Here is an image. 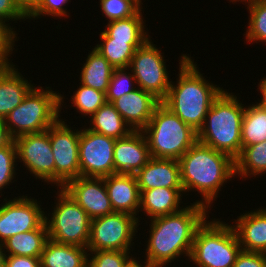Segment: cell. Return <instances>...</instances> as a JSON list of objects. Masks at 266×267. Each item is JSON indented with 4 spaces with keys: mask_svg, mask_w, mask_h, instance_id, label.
<instances>
[{
    "mask_svg": "<svg viewBox=\"0 0 266 267\" xmlns=\"http://www.w3.org/2000/svg\"><path fill=\"white\" fill-rule=\"evenodd\" d=\"M209 214L207 207L193 202L177 213L149 219L146 249H142L145 251L143 263L150 267H167L184 257L189 260L197 229Z\"/></svg>",
    "mask_w": 266,
    "mask_h": 267,
    "instance_id": "6da1fadb",
    "label": "cell"
},
{
    "mask_svg": "<svg viewBox=\"0 0 266 267\" xmlns=\"http://www.w3.org/2000/svg\"><path fill=\"white\" fill-rule=\"evenodd\" d=\"M179 164L184 194L197 191L201 199L198 198L195 203L209 210L226 183L235 178L234 160L228 154L198 141L180 157Z\"/></svg>",
    "mask_w": 266,
    "mask_h": 267,
    "instance_id": "7a4b0ae2",
    "label": "cell"
},
{
    "mask_svg": "<svg viewBox=\"0 0 266 267\" xmlns=\"http://www.w3.org/2000/svg\"><path fill=\"white\" fill-rule=\"evenodd\" d=\"M178 62L177 81H171L162 103L198 132L212 102L224 88L207 80L191 55L182 53Z\"/></svg>",
    "mask_w": 266,
    "mask_h": 267,
    "instance_id": "3957f363",
    "label": "cell"
},
{
    "mask_svg": "<svg viewBox=\"0 0 266 267\" xmlns=\"http://www.w3.org/2000/svg\"><path fill=\"white\" fill-rule=\"evenodd\" d=\"M229 92L224 89L212 102L197 138L198 142L235 160L242 150L241 129L246 104Z\"/></svg>",
    "mask_w": 266,
    "mask_h": 267,
    "instance_id": "277c9868",
    "label": "cell"
},
{
    "mask_svg": "<svg viewBox=\"0 0 266 267\" xmlns=\"http://www.w3.org/2000/svg\"><path fill=\"white\" fill-rule=\"evenodd\" d=\"M38 86L35 85L3 120L12 140L47 130L60 118L64 105L68 106L64 93L53 91L50 86Z\"/></svg>",
    "mask_w": 266,
    "mask_h": 267,
    "instance_id": "5b68a950",
    "label": "cell"
},
{
    "mask_svg": "<svg viewBox=\"0 0 266 267\" xmlns=\"http://www.w3.org/2000/svg\"><path fill=\"white\" fill-rule=\"evenodd\" d=\"M241 250L232 224L208 217L197 229L188 263L196 267H233Z\"/></svg>",
    "mask_w": 266,
    "mask_h": 267,
    "instance_id": "8992f818",
    "label": "cell"
},
{
    "mask_svg": "<svg viewBox=\"0 0 266 267\" xmlns=\"http://www.w3.org/2000/svg\"><path fill=\"white\" fill-rule=\"evenodd\" d=\"M151 157L179 160L197 141V131L183 122L162 102L142 130Z\"/></svg>",
    "mask_w": 266,
    "mask_h": 267,
    "instance_id": "52a82bcc",
    "label": "cell"
},
{
    "mask_svg": "<svg viewBox=\"0 0 266 267\" xmlns=\"http://www.w3.org/2000/svg\"><path fill=\"white\" fill-rule=\"evenodd\" d=\"M55 195L53 210L45 211L48 238L62 244L87 247L91 223L88 214L63 188H57Z\"/></svg>",
    "mask_w": 266,
    "mask_h": 267,
    "instance_id": "ba28073f",
    "label": "cell"
},
{
    "mask_svg": "<svg viewBox=\"0 0 266 267\" xmlns=\"http://www.w3.org/2000/svg\"><path fill=\"white\" fill-rule=\"evenodd\" d=\"M140 224L142 223H139L137 217L123 212H114L92 219L87 249L88 251H136L132 246H135L133 241L138 238L136 234L141 229Z\"/></svg>",
    "mask_w": 266,
    "mask_h": 267,
    "instance_id": "9c48e42d",
    "label": "cell"
},
{
    "mask_svg": "<svg viewBox=\"0 0 266 267\" xmlns=\"http://www.w3.org/2000/svg\"><path fill=\"white\" fill-rule=\"evenodd\" d=\"M156 46L150 38L144 45L137 48L131 59L129 70L135 77L137 87L151 93L162 102L167 96L172 79L166 67L167 59L165 60L164 52Z\"/></svg>",
    "mask_w": 266,
    "mask_h": 267,
    "instance_id": "30bf717a",
    "label": "cell"
},
{
    "mask_svg": "<svg viewBox=\"0 0 266 267\" xmlns=\"http://www.w3.org/2000/svg\"><path fill=\"white\" fill-rule=\"evenodd\" d=\"M65 121L67 120L62 119L60 115V118L49 127L50 144L55 160L56 188H62L69 180L80 176V128L71 127L72 123L68 122V125Z\"/></svg>",
    "mask_w": 266,
    "mask_h": 267,
    "instance_id": "8fae6325",
    "label": "cell"
},
{
    "mask_svg": "<svg viewBox=\"0 0 266 267\" xmlns=\"http://www.w3.org/2000/svg\"><path fill=\"white\" fill-rule=\"evenodd\" d=\"M18 165L34 179L55 186V160L50 144L49 128L38 133L19 136L14 139Z\"/></svg>",
    "mask_w": 266,
    "mask_h": 267,
    "instance_id": "7c38bea8",
    "label": "cell"
},
{
    "mask_svg": "<svg viewBox=\"0 0 266 267\" xmlns=\"http://www.w3.org/2000/svg\"><path fill=\"white\" fill-rule=\"evenodd\" d=\"M83 127L79 139L80 176L103 178L114 174L116 139L95 133L86 125Z\"/></svg>",
    "mask_w": 266,
    "mask_h": 267,
    "instance_id": "4fadbf2b",
    "label": "cell"
},
{
    "mask_svg": "<svg viewBox=\"0 0 266 267\" xmlns=\"http://www.w3.org/2000/svg\"><path fill=\"white\" fill-rule=\"evenodd\" d=\"M21 195L13 199L4 197L2 200L5 203L0 204V242L2 243L15 234L37 229L45 221V208L42 207V202L28 194Z\"/></svg>",
    "mask_w": 266,
    "mask_h": 267,
    "instance_id": "5bb4252c",
    "label": "cell"
},
{
    "mask_svg": "<svg viewBox=\"0 0 266 267\" xmlns=\"http://www.w3.org/2000/svg\"><path fill=\"white\" fill-rule=\"evenodd\" d=\"M62 188L85 210L91 220L114 213L104 178L79 176L69 180Z\"/></svg>",
    "mask_w": 266,
    "mask_h": 267,
    "instance_id": "9a60e30c",
    "label": "cell"
},
{
    "mask_svg": "<svg viewBox=\"0 0 266 267\" xmlns=\"http://www.w3.org/2000/svg\"><path fill=\"white\" fill-rule=\"evenodd\" d=\"M150 159V150L142 131H132L127 137L116 139L114 173L136 174Z\"/></svg>",
    "mask_w": 266,
    "mask_h": 267,
    "instance_id": "2e32d148",
    "label": "cell"
},
{
    "mask_svg": "<svg viewBox=\"0 0 266 267\" xmlns=\"http://www.w3.org/2000/svg\"><path fill=\"white\" fill-rule=\"evenodd\" d=\"M159 103L160 101L151 93L137 87L112 104L133 131H142Z\"/></svg>",
    "mask_w": 266,
    "mask_h": 267,
    "instance_id": "e0dca14e",
    "label": "cell"
},
{
    "mask_svg": "<svg viewBox=\"0 0 266 267\" xmlns=\"http://www.w3.org/2000/svg\"><path fill=\"white\" fill-rule=\"evenodd\" d=\"M103 178L114 212L131 214L139 221L140 191L135 174L114 173Z\"/></svg>",
    "mask_w": 266,
    "mask_h": 267,
    "instance_id": "ac0fdd59",
    "label": "cell"
},
{
    "mask_svg": "<svg viewBox=\"0 0 266 267\" xmlns=\"http://www.w3.org/2000/svg\"><path fill=\"white\" fill-rule=\"evenodd\" d=\"M233 219L232 226L243 251L266 252V206L245 213Z\"/></svg>",
    "mask_w": 266,
    "mask_h": 267,
    "instance_id": "d6986e66",
    "label": "cell"
},
{
    "mask_svg": "<svg viewBox=\"0 0 266 267\" xmlns=\"http://www.w3.org/2000/svg\"><path fill=\"white\" fill-rule=\"evenodd\" d=\"M139 191V212L140 214L142 212L146 216L145 218L139 217V222L146 218L149 220L155 217L177 213L189 204V202L183 203L185 201H182L183 196L186 197L183 188L159 187Z\"/></svg>",
    "mask_w": 266,
    "mask_h": 267,
    "instance_id": "ffe728a7",
    "label": "cell"
},
{
    "mask_svg": "<svg viewBox=\"0 0 266 267\" xmlns=\"http://www.w3.org/2000/svg\"><path fill=\"white\" fill-rule=\"evenodd\" d=\"M139 190L152 188H183L179 160L154 158L136 174Z\"/></svg>",
    "mask_w": 266,
    "mask_h": 267,
    "instance_id": "44dd1931",
    "label": "cell"
},
{
    "mask_svg": "<svg viewBox=\"0 0 266 267\" xmlns=\"http://www.w3.org/2000/svg\"><path fill=\"white\" fill-rule=\"evenodd\" d=\"M14 63L0 68V119L21 104L24 97L35 86L22 75Z\"/></svg>",
    "mask_w": 266,
    "mask_h": 267,
    "instance_id": "7402d4cb",
    "label": "cell"
},
{
    "mask_svg": "<svg viewBox=\"0 0 266 267\" xmlns=\"http://www.w3.org/2000/svg\"><path fill=\"white\" fill-rule=\"evenodd\" d=\"M88 249L48 239L40 256L41 267H88Z\"/></svg>",
    "mask_w": 266,
    "mask_h": 267,
    "instance_id": "603a6c76",
    "label": "cell"
},
{
    "mask_svg": "<svg viewBox=\"0 0 266 267\" xmlns=\"http://www.w3.org/2000/svg\"><path fill=\"white\" fill-rule=\"evenodd\" d=\"M141 7L134 15L107 22L105 29L100 31V38H114L115 40H149V30L143 17L144 10ZM143 11V13H142ZM146 27V28H145Z\"/></svg>",
    "mask_w": 266,
    "mask_h": 267,
    "instance_id": "cb8c5ba5",
    "label": "cell"
},
{
    "mask_svg": "<svg viewBox=\"0 0 266 267\" xmlns=\"http://www.w3.org/2000/svg\"><path fill=\"white\" fill-rule=\"evenodd\" d=\"M87 128L115 139L127 137L133 130L112 103L106 102L89 119Z\"/></svg>",
    "mask_w": 266,
    "mask_h": 267,
    "instance_id": "d4e9b609",
    "label": "cell"
},
{
    "mask_svg": "<svg viewBox=\"0 0 266 267\" xmlns=\"http://www.w3.org/2000/svg\"><path fill=\"white\" fill-rule=\"evenodd\" d=\"M86 57L79 76L80 83L107 93L115 68L95 48H91Z\"/></svg>",
    "mask_w": 266,
    "mask_h": 267,
    "instance_id": "484cf974",
    "label": "cell"
},
{
    "mask_svg": "<svg viewBox=\"0 0 266 267\" xmlns=\"http://www.w3.org/2000/svg\"><path fill=\"white\" fill-rule=\"evenodd\" d=\"M48 239L44 221L37 229L9 237L3 245L6 255L40 257Z\"/></svg>",
    "mask_w": 266,
    "mask_h": 267,
    "instance_id": "4316f807",
    "label": "cell"
},
{
    "mask_svg": "<svg viewBox=\"0 0 266 267\" xmlns=\"http://www.w3.org/2000/svg\"><path fill=\"white\" fill-rule=\"evenodd\" d=\"M148 40H115L114 38H100V43L93 46L108 60L114 68H129L131 59L137 48Z\"/></svg>",
    "mask_w": 266,
    "mask_h": 267,
    "instance_id": "83f0119b",
    "label": "cell"
},
{
    "mask_svg": "<svg viewBox=\"0 0 266 267\" xmlns=\"http://www.w3.org/2000/svg\"><path fill=\"white\" fill-rule=\"evenodd\" d=\"M235 177L255 178L266 174V141L242 147L240 155L234 160Z\"/></svg>",
    "mask_w": 266,
    "mask_h": 267,
    "instance_id": "f1b7e54d",
    "label": "cell"
},
{
    "mask_svg": "<svg viewBox=\"0 0 266 267\" xmlns=\"http://www.w3.org/2000/svg\"><path fill=\"white\" fill-rule=\"evenodd\" d=\"M249 104L242 120V147L266 141V109L254 102Z\"/></svg>",
    "mask_w": 266,
    "mask_h": 267,
    "instance_id": "f546056e",
    "label": "cell"
},
{
    "mask_svg": "<svg viewBox=\"0 0 266 267\" xmlns=\"http://www.w3.org/2000/svg\"><path fill=\"white\" fill-rule=\"evenodd\" d=\"M77 90L73 92L70 97L69 103H72L70 108L75 107L76 114H80V117L86 118L91 117L102 105H104L106 100V93L91 88L89 86L79 83Z\"/></svg>",
    "mask_w": 266,
    "mask_h": 267,
    "instance_id": "4dcf8cb0",
    "label": "cell"
},
{
    "mask_svg": "<svg viewBox=\"0 0 266 267\" xmlns=\"http://www.w3.org/2000/svg\"><path fill=\"white\" fill-rule=\"evenodd\" d=\"M245 7L249 13V21L243 36L247 43L258 44L261 42L264 45L266 42V0H256Z\"/></svg>",
    "mask_w": 266,
    "mask_h": 267,
    "instance_id": "1f68e13d",
    "label": "cell"
},
{
    "mask_svg": "<svg viewBox=\"0 0 266 267\" xmlns=\"http://www.w3.org/2000/svg\"><path fill=\"white\" fill-rule=\"evenodd\" d=\"M17 162V149L14 140L0 147V198L4 196V189H9L10 185L17 181L16 175L19 174ZM9 186V187H8Z\"/></svg>",
    "mask_w": 266,
    "mask_h": 267,
    "instance_id": "d6a6232c",
    "label": "cell"
},
{
    "mask_svg": "<svg viewBox=\"0 0 266 267\" xmlns=\"http://www.w3.org/2000/svg\"><path fill=\"white\" fill-rule=\"evenodd\" d=\"M136 260L131 251H89L88 267H130Z\"/></svg>",
    "mask_w": 266,
    "mask_h": 267,
    "instance_id": "836d02e7",
    "label": "cell"
},
{
    "mask_svg": "<svg viewBox=\"0 0 266 267\" xmlns=\"http://www.w3.org/2000/svg\"><path fill=\"white\" fill-rule=\"evenodd\" d=\"M137 88L135 77L129 68H115L110 79L106 100L113 103L124 94Z\"/></svg>",
    "mask_w": 266,
    "mask_h": 267,
    "instance_id": "e575fe53",
    "label": "cell"
},
{
    "mask_svg": "<svg viewBox=\"0 0 266 267\" xmlns=\"http://www.w3.org/2000/svg\"><path fill=\"white\" fill-rule=\"evenodd\" d=\"M100 11L106 18L112 21L124 19L134 15L144 4L142 0H99Z\"/></svg>",
    "mask_w": 266,
    "mask_h": 267,
    "instance_id": "d590c367",
    "label": "cell"
},
{
    "mask_svg": "<svg viewBox=\"0 0 266 267\" xmlns=\"http://www.w3.org/2000/svg\"><path fill=\"white\" fill-rule=\"evenodd\" d=\"M15 27L11 26L3 19H0V68H4L12 64L13 50L17 52L15 42L19 40ZM16 47V49L14 48ZM11 56V58H9Z\"/></svg>",
    "mask_w": 266,
    "mask_h": 267,
    "instance_id": "8d00e7d4",
    "label": "cell"
},
{
    "mask_svg": "<svg viewBox=\"0 0 266 267\" xmlns=\"http://www.w3.org/2000/svg\"><path fill=\"white\" fill-rule=\"evenodd\" d=\"M71 0H39L37 8L27 17V19L31 20H38L41 18H46L44 16H49L54 19H61L68 17L69 18V11L68 8L64 7L68 6ZM43 16V17H42Z\"/></svg>",
    "mask_w": 266,
    "mask_h": 267,
    "instance_id": "74e56055",
    "label": "cell"
},
{
    "mask_svg": "<svg viewBox=\"0 0 266 267\" xmlns=\"http://www.w3.org/2000/svg\"><path fill=\"white\" fill-rule=\"evenodd\" d=\"M233 267H266L264 253L241 250Z\"/></svg>",
    "mask_w": 266,
    "mask_h": 267,
    "instance_id": "f35d334b",
    "label": "cell"
},
{
    "mask_svg": "<svg viewBox=\"0 0 266 267\" xmlns=\"http://www.w3.org/2000/svg\"><path fill=\"white\" fill-rule=\"evenodd\" d=\"M0 19H3L7 23L11 21L18 23L17 21H26V17L17 9L12 0H0Z\"/></svg>",
    "mask_w": 266,
    "mask_h": 267,
    "instance_id": "ab89813d",
    "label": "cell"
},
{
    "mask_svg": "<svg viewBox=\"0 0 266 267\" xmlns=\"http://www.w3.org/2000/svg\"><path fill=\"white\" fill-rule=\"evenodd\" d=\"M4 267H41L40 257L6 255Z\"/></svg>",
    "mask_w": 266,
    "mask_h": 267,
    "instance_id": "60d3db41",
    "label": "cell"
},
{
    "mask_svg": "<svg viewBox=\"0 0 266 267\" xmlns=\"http://www.w3.org/2000/svg\"><path fill=\"white\" fill-rule=\"evenodd\" d=\"M17 9L27 18L36 8L39 0H12Z\"/></svg>",
    "mask_w": 266,
    "mask_h": 267,
    "instance_id": "b9f144b4",
    "label": "cell"
},
{
    "mask_svg": "<svg viewBox=\"0 0 266 267\" xmlns=\"http://www.w3.org/2000/svg\"><path fill=\"white\" fill-rule=\"evenodd\" d=\"M261 81H259L258 83V92L260 93V98H258V101L255 103H257L260 107L265 108L266 109V77H263V79H260Z\"/></svg>",
    "mask_w": 266,
    "mask_h": 267,
    "instance_id": "7bdbcfd3",
    "label": "cell"
},
{
    "mask_svg": "<svg viewBox=\"0 0 266 267\" xmlns=\"http://www.w3.org/2000/svg\"><path fill=\"white\" fill-rule=\"evenodd\" d=\"M12 139L10 138L7 129L5 127L4 121L0 119V147L8 144Z\"/></svg>",
    "mask_w": 266,
    "mask_h": 267,
    "instance_id": "ee69618b",
    "label": "cell"
},
{
    "mask_svg": "<svg viewBox=\"0 0 266 267\" xmlns=\"http://www.w3.org/2000/svg\"><path fill=\"white\" fill-rule=\"evenodd\" d=\"M5 257H6V253L4 250V245L2 242H0V267H4Z\"/></svg>",
    "mask_w": 266,
    "mask_h": 267,
    "instance_id": "f6af8a7d",
    "label": "cell"
},
{
    "mask_svg": "<svg viewBox=\"0 0 266 267\" xmlns=\"http://www.w3.org/2000/svg\"><path fill=\"white\" fill-rule=\"evenodd\" d=\"M137 258L138 259L130 267H150L146 263H143L141 260L138 261L139 259H141V257L139 258L138 256Z\"/></svg>",
    "mask_w": 266,
    "mask_h": 267,
    "instance_id": "bcb514c9",
    "label": "cell"
},
{
    "mask_svg": "<svg viewBox=\"0 0 266 267\" xmlns=\"http://www.w3.org/2000/svg\"><path fill=\"white\" fill-rule=\"evenodd\" d=\"M230 3L232 4H237V2H241L243 5L245 3V6L248 5V4H251L253 2H255L256 0H228Z\"/></svg>",
    "mask_w": 266,
    "mask_h": 267,
    "instance_id": "7dc6e473",
    "label": "cell"
}]
</instances>
